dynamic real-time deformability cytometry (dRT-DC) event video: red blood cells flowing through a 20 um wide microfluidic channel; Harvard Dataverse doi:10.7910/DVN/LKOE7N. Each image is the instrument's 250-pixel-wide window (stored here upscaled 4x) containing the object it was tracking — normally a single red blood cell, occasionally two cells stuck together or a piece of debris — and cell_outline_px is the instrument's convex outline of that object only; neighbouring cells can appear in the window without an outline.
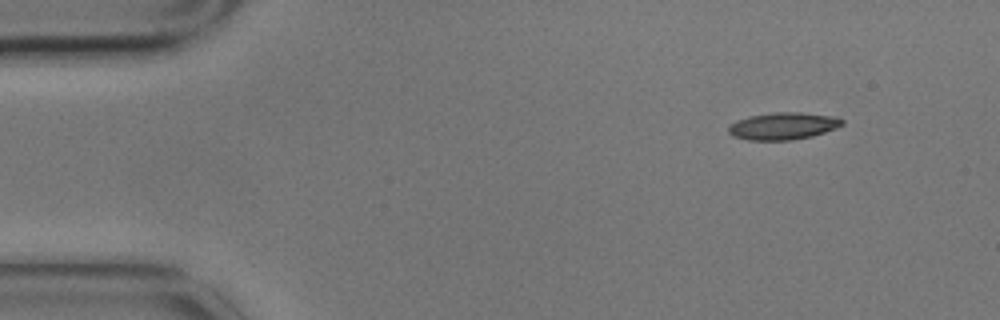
{"species": "common noctule bat (a hibernating species)", "species_latin": "Nyctalus noctula", "temperature_condition": "cold", "stored_images_in_passage": 5, "camera_frame_rate_fps": 3000, "um_per_image_px": 0.085, "animal": {"sex": "male", "body_mass_g": 17.9}, "frame": {"image": 1, "passage_image": 1, "time_ms": 0.0, "image_size_px": [1000, 320], "cell_outline_px": [[844, 124], [836, 128], [812, 136], [792, 140], [748, 140], [732, 136], [728, 132], [728, 128], [736, 120], [748, 116], [776, 112], [800, 112], [836, 116], [844, 120]], "centroid_in_image_um": [66.58, 10.71], "position_along_channel_um": 18.4, "area_um2": 18.09}}
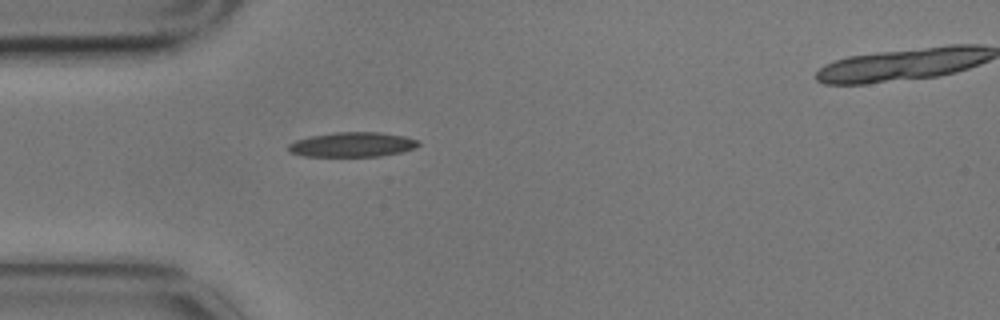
{"frame": {"image": 2, "passage_image": 4, "time_ms": 1.0, "image_size_px": [1000, 320], "cell_outline_px": [[420, 144], [416, 148], [400, 152], [380, 156], [304, 156], [288, 152], [288, 144], [296, 140], [312, 136], [336, 132], [380, 132], [404, 136], [416, 140]], "centroid_in_image_um": [29.94, 12.29], "position_along_channel_um": 55.1, "area_um2": 18.61}}